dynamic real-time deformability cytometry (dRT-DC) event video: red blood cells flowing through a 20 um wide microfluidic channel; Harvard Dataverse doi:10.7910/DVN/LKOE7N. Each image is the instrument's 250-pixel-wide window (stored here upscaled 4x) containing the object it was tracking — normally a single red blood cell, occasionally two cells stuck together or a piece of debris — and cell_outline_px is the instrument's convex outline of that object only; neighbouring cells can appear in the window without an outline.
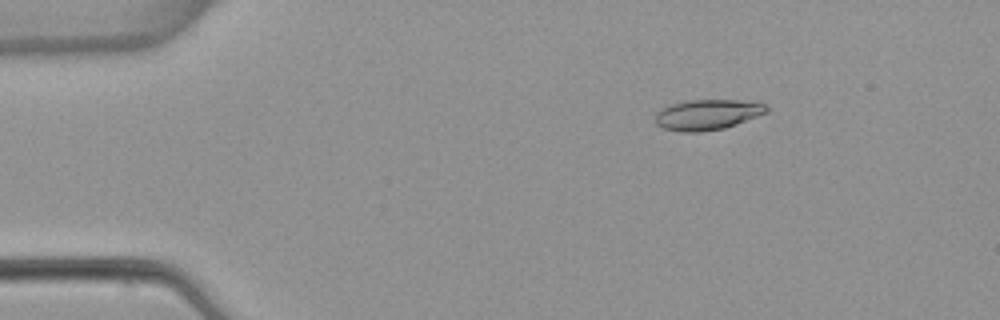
{"species": "common noctule bat (a hibernating species)", "species_latin": "Nyctalus noctula", "temperature_condition": "warm", "stored_images_in_passage": 5, "camera_frame_rate_fps": 3000, "um_per_image_px": 0.085, "animal": {"sex": "female", "body_mass_g": 22.7, "forearm_length_mm": 54.2}, "frame": {"image": 1, "passage_image": 3, "time_ms": 2.333, "image_size_px": [1000, 320], "cell_outline_px": [[768, 112], [736, 124], [724, 128], [700, 132], [680, 132], [664, 128], [656, 124], [656, 112], [660, 108], [672, 104], [688, 100], [756, 100], [768, 104]], "centroid_in_image_um": [60.18, 9.73], "position_along_channel_um": 24.8, "area_um2": 20.0}}
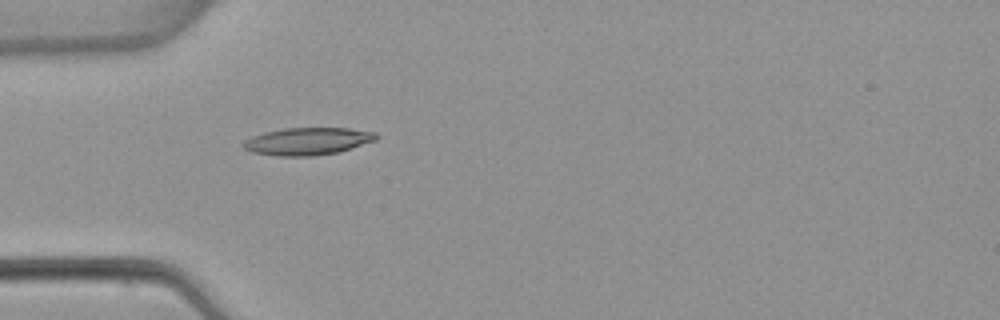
{"frame": {"image": 2, "passage_image": 5, "time_ms": 5.0, "image_size_px": [1000, 320], "cell_outline_px": [[380, 136], [376, 140], [340, 152], [312, 156], [276, 156], [252, 152], [244, 148], [240, 144], [244, 140], [252, 136], [264, 132], [284, 128], [348, 128], [376, 132]], "centroid_in_image_um": [26.14, 12.01], "position_along_channel_um": 58.9, "area_um2": 21.44}}